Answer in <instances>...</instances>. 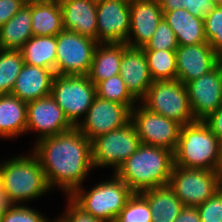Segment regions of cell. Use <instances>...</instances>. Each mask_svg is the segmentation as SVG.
Listing matches in <instances>:
<instances>
[{"label":"cell","mask_w":222,"mask_h":222,"mask_svg":"<svg viewBox=\"0 0 222 222\" xmlns=\"http://www.w3.org/2000/svg\"><path fill=\"white\" fill-rule=\"evenodd\" d=\"M13 204L9 201L7 194L2 190V173H1V162H0V213H4Z\"/></svg>","instance_id":"obj_42"},{"label":"cell","mask_w":222,"mask_h":222,"mask_svg":"<svg viewBox=\"0 0 222 222\" xmlns=\"http://www.w3.org/2000/svg\"><path fill=\"white\" fill-rule=\"evenodd\" d=\"M89 1H91V2H94V3H100L101 1H103V0H89Z\"/></svg>","instance_id":"obj_47"},{"label":"cell","mask_w":222,"mask_h":222,"mask_svg":"<svg viewBox=\"0 0 222 222\" xmlns=\"http://www.w3.org/2000/svg\"><path fill=\"white\" fill-rule=\"evenodd\" d=\"M130 32V2L103 0L97 3V42L126 43Z\"/></svg>","instance_id":"obj_14"},{"label":"cell","mask_w":222,"mask_h":222,"mask_svg":"<svg viewBox=\"0 0 222 222\" xmlns=\"http://www.w3.org/2000/svg\"><path fill=\"white\" fill-rule=\"evenodd\" d=\"M204 33L207 42L216 52L222 49V5H216L204 18Z\"/></svg>","instance_id":"obj_32"},{"label":"cell","mask_w":222,"mask_h":222,"mask_svg":"<svg viewBox=\"0 0 222 222\" xmlns=\"http://www.w3.org/2000/svg\"><path fill=\"white\" fill-rule=\"evenodd\" d=\"M173 222H201L197 206H183Z\"/></svg>","instance_id":"obj_40"},{"label":"cell","mask_w":222,"mask_h":222,"mask_svg":"<svg viewBox=\"0 0 222 222\" xmlns=\"http://www.w3.org/2000/svg\"><path fill=\"white\" fill-rule=\"evenodd\" d=\"M215 171L218 173V175L222 179V141H220V144H219L218 160H217V166L215 168Z\"/></svg>","instance_id":"obj_43"},{"label":"cell","mask_w":222,"mask_h":222,"mask_svg":"<svg viewBox=\"0 0 222 222\" xmlns=\"http://www.w3.org/2000/svg\"><path fill=\"white\" fill-rule=\"evenodd\" d=\"M176 54V79L186 85L218 65L217 52L208 42L197 45H179Z\"/></svg>","instance_id":"obj_16"},{"label":"cell","mask_w":222,"mask_h":222,"mask_svg":"<svg viewBox=\"0 0 222 222\" xmlns=\"http://www.w3.org/2000/svg\"><path fill=\"white\" fill-rule=\"evenodd\" d=\"M176 50H144L153 81L176 79Z\"/></svg>","instance_id":"obj_28"},{"label":"cell","mask_w":222,"mask_h":222,"mask_svg":"<svg viewBox=\"0 0 222 222\" xmlns=\"http://www.w3.org/2000/svg\"><path fill=\"white\" fill-rule=\"evenodd\" d=\"M149 204L152 222H173L183 204L169 186L156 187L139 193Z\"/></svg>","instance_id":"obj_24"},{"label":"cell","mask_w":222,"mask_h":222,"mask_svg":"<svg viewBox=\"0 0 222 222\" xmlns=\"http://www.w3.org/2000/svg\"><path fill=\"white\" fill-rule=\"evenodd\" d=\"M162 12L173 11L181 9L184 0H158Z\"/></svg>","instance_id":"obj_41"},{"label":"cell","mask_w":222,"mask_h":222,"mask_svg":"<svg viewBox=\"0 0 222 222\" xmlns=\"http://www.w3.org/2000/svg\"><path fill=\"white\" fill-rule=\"evenodd\" d=\"M125 1H127V2H133V1H137V0H125Z\"/></svg>","instance_id":"obj_50"},{"label":"cell","mask_w":222,"mask_h":222,"mask_svg":"<svg viewBox=\"0 0 222 222\" xmlns=\"http://www.w3.org/2000/svg\"><path fill=\"white\" fill-rule=\"evenodd\" d=\"M114 222H152L148 202L139 193H133Z\"/></svg>","instance_id":"obj_31"},{"label":"cell","mask_w":222,"mask_h":222,"mask_svg":"<svg viewBox=\"0 0 222 222\" xmlns=\"http://www.w3.org/2000/svg\"><path fill=\"white\" fill-rule=\"evenodd\" d=\"M51 96L62 108L69 122L76 127L81 115H86L97 96L96 86L88 75H56Z\"/></svg>","instance_id":"obj_7"},{"label":"cell","mask_w":222,"mask_h":222,"mask_svg":"<svg viewBox=\"0 0 222 222\" xmlns=\"http://www.w3.org/2000/svg\"><path fill=\"white\" fill-rule=\"evenodd\" d=\"M140 139L131 121L91 141L93 167H113L114 172L137 150Z\"/></svg>","instance_id":"obj_9"},{"label":"cell","mask_w":222,"mask_h":222,"mask_svg":"<svg viewBox=\"0 0 222 222\" xmlns=\"http://www.w3.org/2000/svg\"><path fill=\"white\" fill-rule=\"evenodd\" d=\"M31 19L33 36H57L64 30L58 0L31 4Z\"/></svg>","instance_id":"obj_26"},{"label":"cell","mask_w":222,"mask_h":222,"mask_svg":"<svg viewBox=\"0 0 222 222\" xmlns=\"http://www.w3.org/2000/svg\"><path fill=\"white\" fill-rule=\"evenodd\" d=\"M141 103L148 110L174 120L182 126L196 121L190 107L186 85L177 79L153 81Z\"/></svg>","instance_id":"obj_6"},{"label":"cell","mask_w":222,"mask_h":222,"mask_svg":"<svg viewBox=\"0 0 222 222\" xmlns=\"http://www.w3.org/2000/svg\"><path fill=\"white\" fill-rule=\"evenodd\" d=\"M162 19L163 12L158 0L130 2V32L126 44L133 48L145 47Z\"/></svg>","instance_id":"obj_17"},{"label":"cell","mask_w":222,"mask_h":222,"mask_svg":"<svg viewBox=\"0 0 222 222\" xmlns=\"http://www.w3.org/2000/svg\"><path fill=\"white\" fill-rule=\"evenodd\" d=\"M215 5H222V0H212Z\"/></svg>","instance_id":"obj_46"},{"label":"cell","mask_w":222,"mask_h":222,"mask_svg":"<svg viewBox=\"0 0 222 222\" xmlns=\"http://www.w3.org/2000/svg\"><path fill=\"white\" fill-rule=\"evenodd\" d=\"M83 117L76 127L92 141L100 135L127 125L131 121V109L96 96Z\"/></svg>","instance_id":"obj_12"},{"label":"cell","mask_w":222,"mask_h":222,"mask_svg":"<svg viewBox=\"0 0 222 222\" xmlns=\"http://www.w3.org/2000/svg\"><path fill=\"white\" fill-rule=\"evenodd\" d=\"M201 222H222V188L197 206Z\"/></svg>","instance_id":"obj_35"},{"label":"cell","mask_w":222,"mask_h":222,"mask_svg":"<svg viewBox=\"0 0 222 222\" xmlns=\"http://www.w3.org/2000/svg\"><path fill=\"white\" fill-rule=\"evenodd\" d=\"M132 195L128 185L114 174L113 180L100 182L89 191L77 188L69 198L94 218L114 222Z\"/></svg>","instance_id":"obj_5"},{"label":"cell","mask_w":222,"mask_h":222,"mask_svg":"<svg viewBox=\"0 0 222 222\" xmlns=\"http://www.w3.org/2000/svg\"><path fill=\"white\" fill-rule=\"evenodd\" d=\"M178 42L173 29L162 19L151 40L143 50H176Z\"/></svg>","instance_id":"obj_33"},{"label":"cell","mask_w":222,"mask_h":222,"mask_svg":"<svg viewBox=\"0 0 222 222\" xmlns=\"http://www.w3.org/2000/svg\"><path fill=\"white\" fill-rule=\"evenodd\" d=\"M140 106H134L131 110V123L136 129L140 143L163 147L174 152L182 125L148 110L142 104Z\"/></svg>","instance_id":"obj_11"},{"label":"cell","mask_w":222,"mask_h":222,"mask_svg":"<svg viewBox=\"0 0 222 222\" xmlns=\"http://www.w3.org/2000/svg\"><path fill=\"white\" fill-rule=\"evenodd\" d=\"M56 75H88L98 42L76 32L61 31L56 36Z\"/></svg>","instance_id":"obj_10"},{"label":"cell","mask_w":222,"mask_h":222,"mask_svg":"<svg viewBox=\"0 0 222 222\" xmlns=\"http://www.w3.org/2000/svg\"><path fill=\"white\" fill-rule=\"evenodd\" d=\"M36 142L33 153L39 159L49 188L58 185L69 197L94 168L91 141L73 127Z\"/></svg>","instance_id":"obj_1"},{"label":"cell","mask_w":222,"mask_h":222,"mask_svg":"<svg viewBox=\"0 0 222 222\" xmlns=\"http://www.w3.org/2000/svg\"><path fill=\"white\" fill-rule=\"evenodd\" d=\"M96 94L101 99L126 105L131 110L138 102L127 89L120 74L99 82L96 85Z\"/></svg>","instance_id":"obj_30"},{"label":"cell","mask_w":222,"mask_h":222,"mask_svg":"<svg viewBox=\"0 0 222 222\" xmlns=\"http://www.w3.org/2000/svg\"><path fill=\"white\" fill-rule=\"evenodd\" d=\"M25 5L21 0H0V28Z\"/></svg>","instance_id":"obj_38"},{"label":"cell","mask_w":222,"mask_h":222,"mask_svg":"<svg viewBox=\"0 0 222 222\" xmlns=\"http://www.w3.org/2000/svg\"><path fill=\"white\" fill-rule=\"evenodd\" d=\"M73 127L51 95L27 103L26 132L38 131L36 141L69 131Z\"/></svg>","instance_id":"obj_15"},{"label":"cell","mask_w":222,"mask_h":222,"mask_svg":"<svg viewBox=\"0 0 222 222\" xmlns=\"http://www.w3.org/2000/svg\"><path fill=\"white\" fill-rule=\"evenodd\" d=\"M2 190L13 205L34 200L50 188L39 159L31 152L1 162Z\"/></svg>","instance_id":"obj_3"},{"label":"cell","mask_w":222,"mask_h":222,"mask_svg":"<svg viewBox=\"0 0 222 222\" xmlns=\"http://www.w3.org/2000/svg\"><path fill=\"white\" fill-rule=\"evenodd\" d=\"M168 185L183 206H198L222 188V179L216 171L174 165Z\"/></svg>","instance_id":"obj_8"},{"label":"cell","mask_w":222,"mask_h":222,"mask_svg":"<svg viewBox=\"0 0 222 222\" xmlns=\"http://www.w3.org/2000/svg\"><path fill=\"white\" fill-rule=\"evenodd\" d=\"M216 137L222 141V106L203 120Z\"/></svg>","instance_id":"obj_39"},{"label":"cell","mask_w":222,"mask_h":222,"mask_svg":"<svg viewBox=\"0 0 222 222\" xmlns=\"http://www.w3.org/2000/svg\"><path fill=\"white\" fill-rule=\"evenodd\" d=\"M216 5L212 0H184L182 8L193 16L204 19Z\"/></svg>","instance_id":"obj_37"},{"label":"cell","mask_w":222,"mask_h":222,"mask_svg":"<svg viewBox=\"0 0 222 222\" xmlns=\"http://www.w3.org/2000/svg\"><path fill=\"white\" fill-rule=\"evenodd\" d=\"M163 19L173 29L178 45H197L207 42L204 19L193 16L186 9L163 12Z\"/></svg>","instance_id":"obj_22"},{"label":"cell","mask_w":222,"mask_h":222,"mask_svg":"<svg viewBox=\"0 0 222 222\" xmlns=\"http://www.w3.org/2000/svg\"><path fill=\"white\" fill-rule=\"evenodd\" d=\"M173 166L172 151L163 147L140 144L114 174L123 180L133 193H141L168 185Z\"/></svg>","instance_id":"obj_2"},{"label":"cell","mask_w":222,"mask_h":222,"mask_svg":"<svg viewBox=\"0 0 222 222\" xmlns=\"http://www.w3.org/2000/svg\"><path fill=\"white\" fill-rule=\"evenodd\" d=\"M66 212L58 217L62 222H103L80 209L69 197Z\"/></svg>","instance_id":"obj_36"},{"label":"cell","mask_w":222,"mask_h":222,"mask_svg":"<svg viewBox=\"0 0 222 222\" xmlns=\"http://www.w3.org/2000/svg\"><path fill=\"white\" fill-rule=\"evenodd\" d=\"M127 46L126 43H98L88 73L95 86L103 80L119 75L122 54Z\"/></svg>","instance_id":"obj_21"},{"label":"cell","mask_w":222,"mask_h":222,"mask_svg":"<svg viewBox=\"0 0 222 222\" xmlns=\"http://www.w3.org/2000/svg\"><path fill=\"white\" fill-rule=\"evenodd\" d=\"M23 65L20 50L0 49V95L11 94Z\"/></svg>","instance_id":"obj_29"},{"label":"cell","mask_w":222,"mask_h":222,"mask_svg":"<svg viewBox=\"0 0 222 222\" xmlns=\"http://www.w3.org/2000/svg\"><path fill=\"white\" fill-rule=\"evenodd\" d=\"M56 36H32L20 49L24 64L48 68L55 73Z\"/></svg>","instance_id":"obj_27"},{"label":"cell","mask_w":222,"mask_h":222,"mask_svg":"<svg viewBox=\"0 0 222 222\" xmlns=\"http://www.w3.org/2000/svg\"><path fill=\"white\" fill-rule=\"evenodd\" d=\"M220 140L202 120L181 127L174 165L215 171Z\"/></svg>","instance_id":"obj_4"},{"label":"cell","mask_w":222,"mask_h":222,"mask_svg":"<svg viewBox=\"0 0 222 222\" xmlns=\"http://www.w3.org/2000/svg\"><path fill=\"white\" fill-rule=\"evenodd\" d=\"M52 222H62L59 218L57 220L54 219Z\"/></svg>","instance_id":"obj_49"},{"label":"cell","mask_w":222,"mask_h":222,"mask_svg":"<svg viewBox=\"0 0 222 222\" xmlns=\"http://www.w3.org/2000/svg\"><path fill=\"white\" fill-rule=\"evenodd\" d=\"M3 213H0V222H2Z\"/></svg>","instance_id":"obj_48"},{"label":"cell","mask_w":222,"mask_h":222,"mask_svg":"<svg viewBox=\"0 0 222 222\" xmlns=\"http://www.w3.org/2000/svg\"><path fill=\"white\" fill-rule=\"evenodd\" d=\"M2 222H49L39 211L22 204L12 205L3 213Z\"/></svg>","instance_id":"obj_34"},{"label":"cell","mask_w":222,"mask_h":222,"mask_svg":"<svg viewBox=\"0 0 222 222\" xmlns=\"http://www.w3.org/2000/svg\"><path fill=\"white\" fill-rule=\"evenodd\" d=\"M31 4L22 8L0 28V49L20 50L33 36Z\"/></svg>","instance_id":"obj_25"},{"label":"cell","mask_w":222,"mask_h":222,"mask_svg":"<svg viewBox=\"0 0 222 222\" xmlns=\"http://www.w3.org/2000/svg\"><path fill=\"white\" fill-rule=\"evenodd\" d=\"M195 120H204L222 106V68L213 70L186 84Z\"/></svg>","instance_id":"obj_13"},{"label":"cell","mask_w":222,"mask_h":222,"mask_svg":"<svg viewBox=\"0 0 222 222\" xmlns=\"http://www.w3.org/2000/svg\"><path fill=\"white\" fill-rule=\"evenodd\" d=\"M218 65L222 68V49L217 52Z\"/></svg>","instance_id":"obj_45"},{"label":"cell","mask_w":222,"mask_h":222,"mask_svg":"<svg viewBox=\"0 0 222 222\" xmlns=\"http://www.w3.org/2000/svg\"><path fill=\"white\" fill-rule=\"evenodd\" d=\"M53 70L24 64L13 86L12 95L28 103L51 95Z\"/></svg>","instance_id":"obj_20"},{"label":"cell","mask_w":222,"mask_h":222,"mask_svg":"<svg viewBox=\"0 0 222 222\" xmlns=\"http://www.w3.org/2000/svg\"><path fill=\"white\" fill-rule=\"evenodd\" d=\"M66 31L97 41V4L89 0H58Z\"/></svg>","instance_id":"obj_19"},{"label":"cell","mask_w":222,"mask_h":222,"mask_svg":"<svg viewBox=\"0 0 222 222\" xmlns=\"http://www.w3.org/2000/svg\"><path fill=\"white\" fill-rule=\"evenodd\" d=\"M129 92L139 101L153 83L143 48L127 46L122 54L120 73Z\"/></svg>","instance_id":"obj_18"},{"label":"cell","mask_w":222,"mask_h":222,"mask_svg":"<svg viewBox=\"0 0 222 222\" xmlns=\"http://www.w3.org/2000/svg\"><path fill=\"white\" fill-rule=\"evenodd\" d=\"M27 103L12 94L0 95V137L26 133Z\"/></svg>","instance_id":"obj_23"},{"label":"cell","mask_w":222,"mask_h":222,"mask_svg":"<svg viewBox=\"0 0 222 222\" xmlns=\"http://www.w3.org/2000/svg\"><path fill=\"white\" fill-rule=\"evenodd\" d=\"M25 5L33 4V3H46V2H52L55 0H21Z\"/></svg>","instance_id":"obj_44"}]
</instances>
